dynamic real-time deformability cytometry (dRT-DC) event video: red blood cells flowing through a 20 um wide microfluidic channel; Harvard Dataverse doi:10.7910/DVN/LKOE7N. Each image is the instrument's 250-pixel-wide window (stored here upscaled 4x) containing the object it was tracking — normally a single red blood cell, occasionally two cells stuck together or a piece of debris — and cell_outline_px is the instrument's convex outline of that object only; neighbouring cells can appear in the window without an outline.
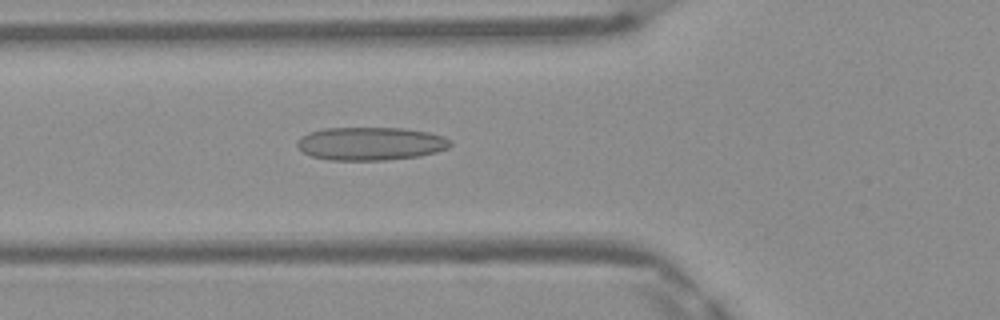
{"species": "Egyptian fruit bat (a non-hibernating species)", "species_latin": "Rousettus aegyptiacus", "temperature_condition": "warm", "stored_images_in_passage": 38, "camera_frame_rate_fps": 3000, "um_per_image_px": 0.085, "frame": {"image": 1, "passage_image": 7, "time_ms": 2.0, "image_size_px": [1000, 320], "cell_outline_px": [[452, 144], [448, 148], [436, 152], [420, 156], [384, 160], [328, 160], [312, 156], [304, 152], [296, 144], [308, 132], [324, 128], [404, 128], [428, 132], [444, 136]], "centroid_in_image_um": [31.53, 12.21], "position_along_channel_um": 94.3, "area_um2": 29.48}}
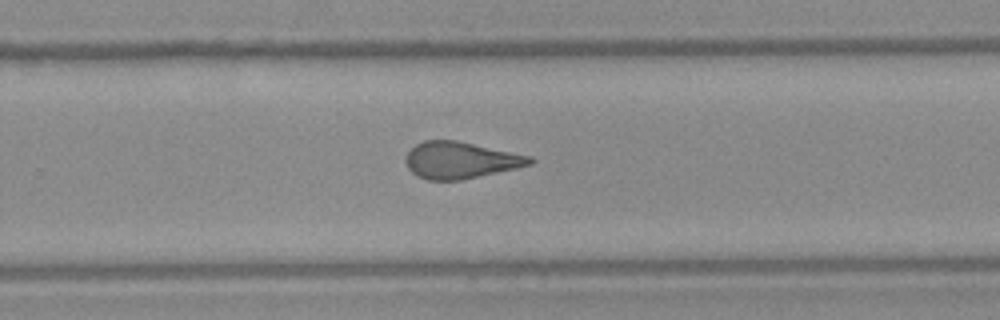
{"frame": {"image": 2, "passage_image": 21, "time_ms": 6.667, "image_size_px": [1000, 320], "cell_outline_px": [[536, 160], [532, 164], [516, 168], [460, 180], [428, 180], [416, 176], [408, 168], [404, 160], [404, 156], [416, 144], [424, 140], [456, 140], [532, 156]], "centroid_in_image_um": [39.13, 13.61], "position_along_channel_um": 290.7, "area_um2": 26.59}}
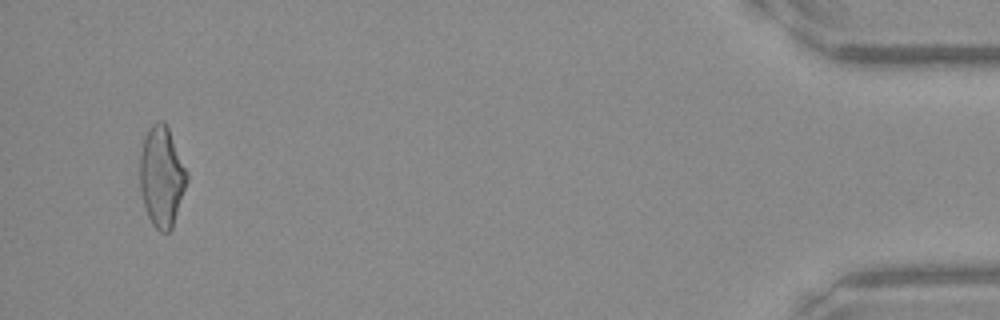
{"frame": {"image": 3, "passage_image": 36, "time_ms": 11.667, "image_size_px": [1000, 320], "cell_outline_px": [[188, 180], [172, 228], [168, 232], [160, 232], [152, 224], [148, 216], [140, 192], [140, 152], [144, 136], [148, 128], [156, 120], [164, 120], [168, 128], [188, 172]], "centroid_in_image_um": [13.74, 14.98], "position_along_channel_um": 421.5, "area_um2": 27.63}, "authors_computed_cell_mechanics": {"area_um2": 27.0215, "velocity_mm_per_s": 4.1902, "shape_relaxation_time_tau1_ms": null, "shape_relaxation_time_tau2_ms": 1.5602, "deformation_change_tau1": null, "deformation_change_tau2": 0.1061}}